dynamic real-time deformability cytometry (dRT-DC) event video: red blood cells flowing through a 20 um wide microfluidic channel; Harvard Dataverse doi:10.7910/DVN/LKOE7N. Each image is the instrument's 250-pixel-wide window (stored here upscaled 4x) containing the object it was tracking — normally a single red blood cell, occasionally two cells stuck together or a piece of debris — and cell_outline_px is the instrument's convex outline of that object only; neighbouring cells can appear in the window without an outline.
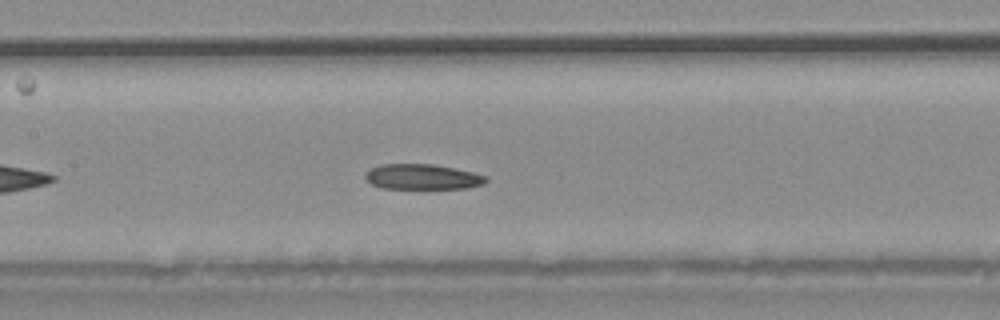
{"species": "common noctule bat (a hibernating species)", "species_latin": "Nyctalus noctula", "temperature_condition": "warm", "stored_images_in_passage": 31, "camera_frame_rate_fps": 3000, "um_per_image_px": 0.085, "animal": {"sex": "male", "body_mass_g": 20.4}, "frame": {"image": 1, "passage_image": 10, "time_ms": 3.0, "image_size_px": [1000, 320], "cell_outline_px": [[488, 180], [484, 184], [468, 188], [380, 188], [372, 184], [364, 176], [372, 168], [380, 164], [432, 164], [472, 172], [488, 176]], "centroid_in_image_um": [35.93, 15.03], "position_along_channel_um": 171.5, "area_um2": 17.63}}